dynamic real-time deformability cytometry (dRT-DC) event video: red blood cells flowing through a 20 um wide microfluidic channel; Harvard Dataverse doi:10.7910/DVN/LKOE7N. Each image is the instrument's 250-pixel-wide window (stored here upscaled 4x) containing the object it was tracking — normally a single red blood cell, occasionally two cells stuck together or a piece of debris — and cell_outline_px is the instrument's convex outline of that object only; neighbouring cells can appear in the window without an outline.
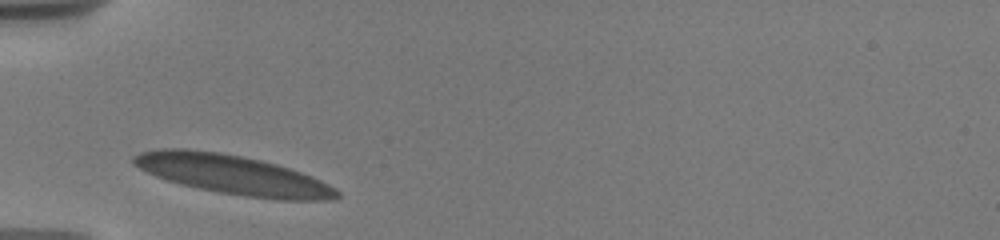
{"species": "human", "species_latin": "Homo sapiens", "temperature_condition": "warm", "stored_images_in_passage": 2, "camera_frame_rate_fps": 3000, "um_per_image_px": 0.085, "donor": {"sex": "male"}, "frame": {"image": 1, "passage_image": 1, "time_ms": 0.0, "image_size_px": [1000, 240], "cell_outline_px": [[340, 196], [336, 200], [280, 200], [244, 196], [220, 192], [200, 188], [168, 180], [156, 176], [132, 164], [132, 156], [140, 152], [160, 148], [188, 148], [220, 152], [244, 156], [276, 164], [312, 176], [336, 188], [340, 192]], "centroid_in_image_um": [19.81, 14.84], "position_along_channel_um": 65.2, "area_um2": 46.53}}
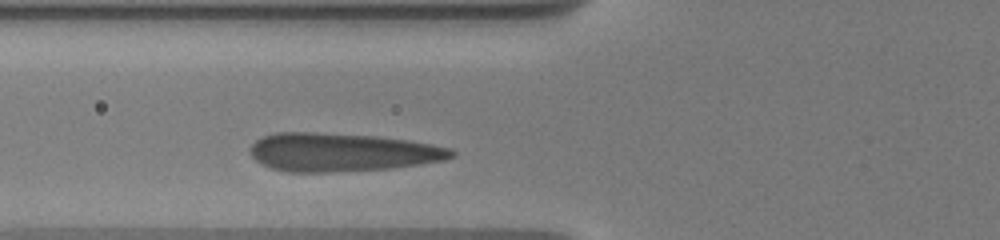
{"frame": {"image": 2, "passage_image": 2, "time_ms": 1.0, "image_size_px": [1000, 240], "cell_outline_px": [[456, 156], [444, 160], [420, 164], [388, 168], [324, 172], [288, 172], [272, 168], [256, 160], [252, 156], [248, 148], [256, 140], [264, 136], [276, 132], [316, 132], [376, 136], [408, 140], [432, 144], [452, 148], [456, 152]], "centroid_in_image_um": [29.07, 12.93], "position_along_channel_um": 96.7, "area_um2": 44.97}}